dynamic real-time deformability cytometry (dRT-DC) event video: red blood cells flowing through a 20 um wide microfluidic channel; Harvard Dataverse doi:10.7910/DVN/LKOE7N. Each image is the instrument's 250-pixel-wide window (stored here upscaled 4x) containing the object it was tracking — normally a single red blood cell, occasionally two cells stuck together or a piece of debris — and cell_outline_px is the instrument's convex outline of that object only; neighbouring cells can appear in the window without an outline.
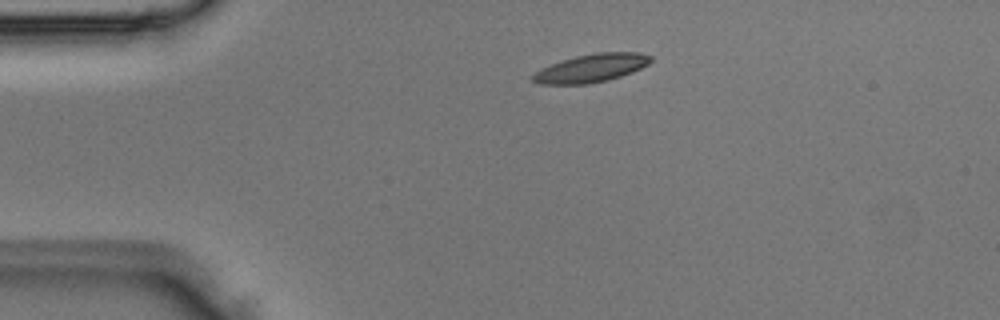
{"species": "Egyptian fruit bat (a non-hibernating species)", "species_latin": "Rousettus aegyptiacus", "temperature_condition": "room temperature", "stored_images_in_passage": 2, "camera_frame_rate_fps": 3000, "um_per_image_px": 0.085, "animal": {"sex": "male"}, "frame": {"image": 1, "passage_image": 1, "time_ms": 0.0, "image_size_px": [1000, 320], "cell_outline_px": [[652, 60], [648, 64], [632, 72], [608, 80], [588, 84], [540, 84], [532, 80], [532, 76], [536, 72], [552, 64], [576, 56], [596, 52], [640, 52], [652, 56]], "centroid_in_image_um": [50.31, 5.78], "position_along_channel_um": 34.7, "area_um2": 19.13}}
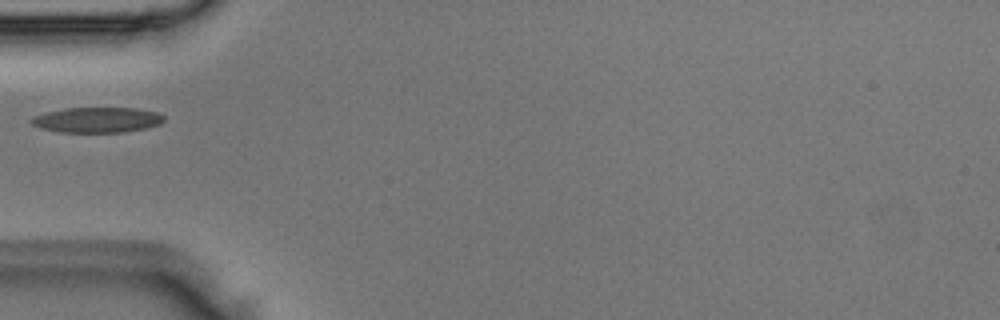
{"frame": {"image": 2, "passage_image": 2, "time_ms": 0.333, "image_size_px": [1000, 320], "cell_outline_px": [[164, 120], [160, 124], [144, 128], [124, 132], [60, 132], [40, 128], [32, 124], [28, 120], [32, 116], [64, 108], [136, 108], [156, 112], [164, 116]], "centroid_in_image_um": [8.22, 10.19], "position_along_channel_um": 76.8, "area_um2": 19.54}}